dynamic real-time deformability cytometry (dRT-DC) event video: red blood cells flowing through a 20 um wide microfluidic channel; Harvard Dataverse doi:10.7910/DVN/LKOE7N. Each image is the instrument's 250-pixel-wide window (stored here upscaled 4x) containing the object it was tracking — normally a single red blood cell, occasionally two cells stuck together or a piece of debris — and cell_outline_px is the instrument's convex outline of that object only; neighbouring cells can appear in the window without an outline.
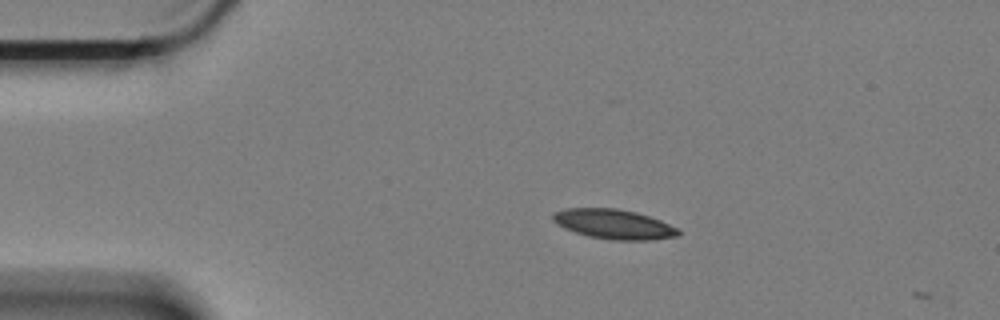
{"species": "Egyptian fruit bat (a non-hibernating species)", "species_latin": "Rousettus aegyptiacus", "temperature_condition": "cold", "stored_images_in_passage": 8, "camera_frame_rate_fps": 3000, "um_per_image_px": 0.085, "animal": {"sex": "female"}, "frame": {"image": 1, "passage_image": 2, "time_ms": 0.333, "image_size_px": [1000, 320], "cell_outline_px": [[680, 236], [652, 240], [612, 240], [588, 236], [564, 228], [556, 224], [552, 220], [552, 216], [556, 212], [568, 208], [616, 208], [636, 212], [660, 220], [676, 228], [680, 232]], "centroid_in_image_um": [52.18, 19.06], "position_along_channel_um": 32.8, "area_um2": 21.62}}